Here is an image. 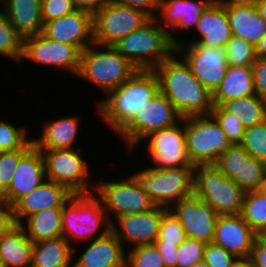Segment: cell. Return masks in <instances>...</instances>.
I'll list each match as a JSON object with an SVG mask.
<instances>
[{
	"mask_svg": "<svg viewBox=\"0 0 266 267\" xmlns=\"http://www.w3.org/2000/svg\"><path fill=\"white\" fill-rule=\"evenodd\" d=\"M175 56L174 51L154 69L160 91L183 118L211 115L212 93L195 77L185 60Z\"/></svg>",
	"mask_w": 266,
	"mask_h": 267,
	"instance_id": "6da1fadb",
	"label": "cell"
},
{
	"mask_svg": "<svg viewBox=\"0 0 266 267\" xmlns=\"http://www.w3.org/2000/svg\"><path fill=\"white\" fill-rule=\"evenodd\" d=\"M160 91L154 70L138 69L127 81L108 92L97 108L104 122L118 133L147 101Z\"/></svg>",
	"mask_w": 266,
	"mask_h": 267,
	"instance_id": "7a4b0ae2",
	"label": "cell"
},
{
	"mask_svg": "<svg viewBox=\"0 0 266 267\" xmlns=\"http://www.w3.org/2000/svg\"><path fill=\"white\" fill-rule=\"evenodd\" d=\"M158 20L151 18L113 45L138 69L154 70L175 51L169 34L158 24Z\"/></svg>",
	"mask_w": 266,
	"mask_h": 267,
	"instance_id": "3957f363",
	"label": "cell"
},
{
	"mask_svg": "<svg viewBox=\"0 0 266 267\" xmlns=\"http://www.w3.org/2000/svg\"><path fill=\"white\" fill-rule=\"evenodd\" d=\"M92 45L81 51L77 75L98 86L104 94L127 81L138 68L124 58L113 46H100L103 51Z\"/></svg>",
	"mask_w": 266,
	"mask_h": 267,
	"instance_id": "277c9868",
	"label": "cell"
},
{
	"mask_svg": "<svg viewBox=\"0 0 266 267\" xmlns=\"http://www.w3.org/2000/svg\"><path fill=\"white\" fill-rule=\"evenodd\" d=\"M195 167L153 169L147 167L131 177L155 206L169 209L183 198L194 194Z\"/></svg>",
	"mask_w": 266,
	"mask_h": 267,
	"instance_id": "5b68a950",
	"label": "cell"
},
{
	"mask_svg": "<svg viewBox=\"0 0 266 267\" xmlns=\"http://www.w3.org/2000/svg\"><path fill=\"white\" fill-rule=\"evenodd\" d=\"M245 191L224 176L215 165H198L194 169V194L220 215H240Z\"/></svg>",
	"mask_w": 266,
	"mask_h": 267,
	"instance_id": "8992f818",
	"label": "cell"
},
{
	"mask_svg": "<svg viewBox=\"0 0 266 267\" xmlns=\"http://www.w3.org/2000/svg\"><path fill=\"white\" fill-rule=\"evenodd\" d=\"M187 155L194 166L214 165L232 145L212 115L184 118Z\"/></svg>",
	"mask_w": 266,
	"mask_h": 267,
	"instance_id": "52a82bcc",
	"label": "cell"
},
{
	"mask_svg": "<svg viewBox=\"0 0 266 267\" xmlns=\"http://www.w3.org/2000/svg\"><path fill=\"white\" fill-rule=\"evenodd\" d=\"M61 221L62 237L66 238L70 244H72L70 242L72 237L73 240L91 241L104 221L111 223L101 199L94 192L73 194L63 205Z\"/></svg>",
	"mask_w": 266,
	"mask_h": 267,
	"instance_id": "ba28073f",
	"label": "cell"
},
{
	"mask_svg": "<svg viewBox=\"0 0 266 267\" xmlns=\"http://www.w3.org/2000/svg\"><path fill=\"white\" fill-rule=\"evenodd\" d=\"M150 19L142 10L111 1L93 14L94 43L98 46H113Z\"/></svg>",
	"mask_w": 266,
	"mask_h": 267,
	"instance_id": "9c48e42d",
	"label": "cell"
},
{
	"mask_svg": "<svg viewBox=\"0 0 266 267\" xmlns=\"http://www.w3.org/2000/svg\"><path fill=\"white\" fill-rule=\"evenodd\" d=\"M182 119L173 104L159 91L118 133L132 149L150 133L178 124Z\"/></svg>",
	"mask_w": 266,
	"mask_h": 267,
	"instance_id": "30bf717a",
	"label": "cell"
},
{
	"mask_svg": "<svg viewBox=\"0 0 266 267\" xmlns=\"http://www.w3.org/2000/svg\"><path fill=\"white\" fill-rule=\"evenodd\" d=\"M117 181H105L91 186L101 199L106 213L108 211L113 214L112 217H115H111V223L119 216L142 213L155 207L150 197L142 191L131 176Z\"/></svg>",
	"mask_w": 266,
	"mask_h": 267,
	"instance_id": "8fae6325",
	"label": "cell"
},
{
	"mask_svg": "<svg viewBox=\"0 0 266 267\" xmlns=\"http://www.w3.org/2000/svg\"><path fill=\"white\" fill-rule=\"evenodd\" d=\"M80 148L41 150L48 180L65 186L73 194L92 193L87 181L90 172L80 155ZM90 189V190H89Z\"/></svg>",
	"mask_w": 266,
	"mask_h": 267,
	"instance_id": "7c38bea8",
	"label": "cell"
},
{
	"mask_svg": "<svg viewBox=\"0 0 266 267\" xmlns=\"http://www.w3.org/2000/svg\"><path fill=\"white\" fill-rule=\"evenodd\" d=\"M175 52L181 55L195 77L213 93L228 69L225 48L200 46L197 43H180Z\"/></svg>",
	"mask_w": 266,
	"mask_h": 267,
	"instance_id": "4fadbf2b",
	"label": "cell"
},
{
	"mask_svg": "<svg viewBox=\"0 0 266 267\" xmlns=\"http://www.w3.org/2000/svg\"><path fill=\"white\" fill-rule=\"evenodd\" d=\"M144 139H149L146 148L150 160L156 164L151 168L195 167L187 155L184 118L178 124L152 132Z\"/></svg>",
	"mask_w": 266,
	"mask_h": 267,
	"instance_id": "5bb4252c",
	"label": "cell"
},
{
	"mask_svg": "<svg viewBox=\"0 0 266 267\" xmlns=\"http://www.w3.org/2000/svg\"><path fill=\"white\" fill-rule=\"evenodd\" d=\"M81 50L72 44L50 40L44 34L24 38L23 56L42 65L58 66L78 73L80 66Z\"/></svg>",
	"mask_w": 266,
	"mask_h": 267,
	"instance_id": "9a60e30c",
	"label": "cell"
},
{
	"mask_svg": "<svg viewBox=\"0 0 266 267\" xmlns=\"http://www.w3.org/2000/svg\"><path fill=\"white\" fill-rule=\"evenodd\" d=\"M169 210L178 219L186 236L206 244L213 243L217 212L195 194L173 204Z\"/></svg>",
	"mask_w": 266,
	"mask_h": 267,
	"instance_id": "2e32d148",
	"label": "cell"
},
{
	"mask_svg": "<svg viewBox=\"0 0 266 267\" xmlns=\"http://www.w3.org/2000/svg\"><path fill=\"white\" fill-rule=\"evenodd\" d=\"M42 34L50 40L69 43L83 51L94 43L93 14L75 10L66 16L45 22Z\"/></svg>",
	"mask_w": 266,
	"mask_h": 267,
	"instance_id": "e0dca14e",
	"label": "cell"
},
{
	"mask_svg": "<svg viewBox=\"0 0 266 267\" xmlns=\"http://www.w3.org/2000/svg\"><path fill=\"white\" fill-rule=\"evenodd\" d=\"M167 210V208L155 206L146 212L119 216L115 219L118 226H115L113 222L111 230L122 244L124 241L131 243L134 247L154 244L158 237L162 215ZM118 227L119 229H117Z\"/></svg>",
	"mask_w": 266,
	"mask_h": 267,
	"instance_id": "ac0fdd59",
	"label": "cell"
},
{
	"mask_svg": "<svg viewBox=\"0 0 266 267\" xmlns=\"http://www.w3.org/2000/svg\"><path fill=\"white\" fill-rule=\"evenodd\" d=\"M258 234L241 215H220L215 225L213 243L238 259H250Z\"/></svg>",
	"mask_w": 266,
	"mask_h": 267,
	"instance_id": "d6986e66",
	"label": "cell"
},
{
	"mask_svg": "<svg viewBox=\"0 0 266 267\" xmlns=\"http://www.w3.org/2000/svg\"><path fill=\"white\" fill-rule=\"evenodd\" d=\"M45 164L41 150L33 146L20 160L13 173L8 190L2 195V201L13 207L45 180Z\"/></svg>",
	"mask_w": 266,
	"mask_h": 267,
	"instance_id": "ffe728a7",
	"label": "cell"
},
{
	"mask_svg": "<svg viewBox=\"0 0 266 267\" xmlns=\"http://www.w3.org/2000/svg\"><path fill=\"white\" fill-rule=\"evenodd\" d=\"M96 238L91 240L73 267H126L123 244L113 233L112 223H104Z\"/></svg>",
	"mask_w": 266,
	"mask_h": 267,
	"instance_id": "44dd1931",
	"label": "cell"
},
{
	"mask_svg": "<svg viewBox=\"0 0 266 267\" xmlns=\"http://www.w3.org/2000/svg\"><path fill=\"white\" fill-rule=\"evenodd\" d=\"M221 0H161L158 12L163 24L159 25L169 34L171 43L176 47L182 41L177 40L174 29L190 30L197 26L205 9L212 3ZM171 28V29H170Z\"/></svg>",
	"mask_w": 266,
	"mask_h": 267,
	"instance_id": "7402d4cb",
	"label": "cell"
},
{
	"mask_svg": "<svg viewBox=\"0 0 266 267\" xmlns=\"http://www.w3.org/2000/svg\"><path fill=\"white\" fill-rule=\"evenodd\" d=\"M226 11L232 36L243 39L255 47L266 33V23L254 1L226 0Z\"/></svg>",
	"mask_w": 266,
	"mask_h": 267,
	"instance_id": "603a6c76",
	"label": "cell"
},
{
	"mask_svg": "<svg viewBox=\"0 0 266 267\" xmlns=\"http://www.w3.org/2000/svg\"><path fill=\"white\" fill-rule=\"evenodd\" d=\"M72 195L65 186L46 179L13 206L15 221L22 224V219L41 210L63 207Z\"/></svg>",
	"mask_w": 266,
	"mask_h": 267,
	"instance_id": "cb8c5ba5",
	"label": "cell"
},
{
	"mask_svg": "<svg viewBox=\"0 0 266 267\" xmlns=\"http://www.w3.org/2000/svg\"><path fill=\"white\" fill-rule=\"evenodd\" d=\"M196 29L201 37L190 43L200 46L225 48L232 37L226 11V0L212 2L198 20Z\"/></svg>",
	"mask_w": 266,
	"mask_h": 267,
	"instance_id": "d4e9b609",
	"label": "cell"
},
{
	"mask_svg": "<svg viewBox=\"0 0 266 267\" xmlns=\"http://www.w3.org/2000/svg\"><path fill=\"white\" fill-rule=\"evenodd\" d=\"M1 11L23 37L42 33L41 0H4Z\"/></svg>",
	"mask_w": 266,
	"mask_h": 267,
	"instance_id": "484cf974",
	"label": "cell"
},
{
	"mask_svg": "<svg viewBox=\"0 0 266 267\" xmlns=\"http://www.w3.org/2000/svg\"><path fill=\"white\" fill-rule=\"evenodd\" d=\"M78 116H65L57 120H50L43 126L39 139H33L38 150L71 149L79 130Z\"/></svg>",
	"mask_w": 266,
	"mask_h": 267,
	"instance_id": "4316f807",
	"label": "cell"
},
{
	"mask_svg": "<svg viewBox=\"0 0 266 267\" xmlns=\"http://www.w3.org/2000/svg\"><path fill=\"white\" fill-rule=\"evenodd\" d=\"M252 66H228L219 86L212 93L213 106H222L225 102L254 95Z\"/></svg>",
	"mask_w": 266,
	"mask_h": 267,
	"instance_id": "83f0119b",
	"label": "cell"
},
{
	"mask_svg": "<svg viewBox=\"0 0 266 267\" xmlns=\"http://www.w3.org/2000/svg\"><path fill=\"white\" fill-rule=\"evenodd\" d=\"M33 241L20 224L0 237V257L5 267H31Z\"/></svg>",
	"mask_w": 266,
	"mask_h": 267,
	"instance_id": "f1b7e54d",
	"label": "cell"
},
{
	"mask_svg": "<svg viewBox=\"0 0 266 267\" xmlns=\"http://www.w3.org/2000/svg\"><path fill=\"white\" fill-rule=\"evenodd\" d=\"M74 252L64 237L33 243L31 267H73Z\"/></svg>",
	"mask_w": 266,
	"mask_h": 267,
	"instance_id": "f546056e",
	"label": "cell"
},
{
	"mask_svg": "<svg viewBox=\"0 0 266 267\" xmlns=\"http://www.w3.org/2000/svg\"><path fill=\"white\" fill-rule=\"evenodd\" d=\"M63 207L47 208L27 216V225L20 224L26 235L34 242L62 237ZM28 228H27V227Z\"/></svg>",
	"mask_w": 266,
	"mask_h": 267,
	"instance_id": "4dcf8cb0",
	"label": "cell"
},
{
	"mask_svg": "<svg viewBox=\"0 0 266 267\" xmlns=\"http://www.w3.org/2000/svg\"><path fill=\"white\" fill-rule=\"evenodd\" d=\"M222 107L240 120L245 128L266 120L265 99L256 94L229 100Z\"/></svg>",
	"mask_w": 266,
	"mask_h": 267,
	"instance_id": "1f68e13d",
	"label": "cell"
},
{
	"mask_svg": "<svg viewBox=\"0 0 266 267\" xmlns=\"http://www.w3.org/2000/svg\"><path fill=\"white\" fill-rule=\"evenodd\" d=\"M240 215L258 235L266 233V196L258 190L246 192Z\"/></svg>",
	"mask_w": 266,
	"mask_h": 267,
	"instance_id": "d6a6232c",
	"label": "cell"
},
{
	"mask_svg": "<svg viewBox=\"0 0 266 267\" xmlns=\"http://www.w3.org/2000/svg\"><path fill=\"white\" fill-rule=\"evenodd\" d=\"M24 38L11 25L7 16L0 11V55L22 62Z\"/></svg>",
	"mask_w": 266,
	"mask_h": 267,
	"instance_id": "836d02e7",
	"label": "cell"
},
{
	"mask_svg": "<svg viewBox=\"0 0 266 267\" xmlns=\"http://www.w3.org/2000/svg\"><path fill=\"white\" fill-rule=\"evenodd\" d=\"M266 177L264 161L251 157L242 158L241 176H237V184L245 191L259 190Z\"/></svg>",
	"mask_w": 266,
	"mask_h": 267,
	"instance_id": "e575fe53",
	"label": "cell"
},
{
	"mask_svg": "<svg viewBox=\"0 0 266 267\" xmlns=\"http://www.w3.org/2000/svg\"><path fill=\"white\" fill-rule=\"evenodd\" d=\"M253 158L266 160V120L262 123L245 128L240 144Z\"/></svg>",
	"mask_w": 266,
	"mask_h": 267,
	"instance_id": "d590c367",
	"label": "cell"
},
{
	"mask_svg": "<svg viewBox=\"0 0 266 267\" xmlns=\"http://www.w3.org/2000/svg\"><path fill=\"white\" fill-rule=\"evenodd\" d=\"M248 156L249 154L240 144H234L219 156L214 165L224 176L237 183V176H241L242 158Z\"/></svg>",
	"mask_w": 266,
	"mask_h": 267,
	"instance_id": "8d00e7d4",
	"label": "cell"
},
{
	"mask_svg": "<svg viewBox=\"0 0 266 267\" xmlns=\"http://www.w3.org/2000/svg\"><path fill=\"white\" fill-rule=\"evenodd\" d=\"M186 238L187 236L182 225L168 209L162 215L158 237L154 244H175L176 246H180Z\"/></svg>",
	"mask_w": 266,
	"mask_h": 267,
	"instance_id": "74e56055",
	"label": "cell"
},
{
	"mask_svg": "<svg viewBox=\"0 0 266 267\" xmlns=\"http://www.w3.org/2000/svg\"><path fill=\"white\" fill-rule=\"evenodd\" d=\"M225 50L227 63L231 66H252L256 60L255 47L234 36L227 43Z\"/></svg>",
	"mask_w": 266,
	"mask_h": 267,
	"instance_id": "f35d334b",
	"label": "cell"
},
{
	"mask_svg": "<svg viewBox=\"0 0 266 267\" xmlns=\"http://www.w3.org/2000/svg\"><path fill=\"white\" fill-rule=\"evenodd\" d=\"M126 267H166L155 244L133 247L126 254Z\"/></svg>",
	"mask_w": 266,
	"mask_h": 267,
	"instance_id": "ab89813d",
	"label": "cell"
},
{
	"mask_svg": "<svg viewBox=\"0 0 266 267\" xmlns=\"http://www.w3.org/2000/svg\"><path fill=\"white\" fill-rule=\"evenodd\" d=\"M27 139V131L24 127L16 128L11 123L0 121V151L32 148L33 140Z\"/></svg>",
	"mask_w": 266,
	"mask_h": 267,
	"instance_id": "60d3db41",
	"label": "cell"
},
{
	"mask_svg": "<svg viewBox=\"0 0 266 267\" xmlns=\"http://www.w3.org/2000/svg\"><path fill=\"white\" fill-rule=\"evenodd\" d=\"M211 115L219 123L232 145L241 144L245 127L240 120L236 119L233 114L227 112L222 106H213Z\"/></svg>",
	"mask_w": 266,
	"mask_h": 267,
	"instance_id": "b9f144b4",
	"label": "cell"
},
{
	"mask_svg": "<svg viewBox=\"0 0 266 267\" xmlns=\"http://www.w3.org/2000/svg\"><path fill=\"white\" fill-rule=\"evenodd\" d=\"M31 148H22L14 151H0V193L3 195L9 188L13 173L19 160Z\"/></svg>",
	"mask_w": 266,
	"mask_h": 267,
	"instance_id": "7bdbcfd3",
	"label": "cell"
},
{
	"mask_svg": "<svg viewBox=\"0 0 266 267\" xmlns=\"http://www.w3.org/2000/svg\"><path fill=\"white\" fill-rule=\"evenodd\" d=\"M206 243L187 237L179 246L176 267H192L203 260Z\"/></svg>",
	"mask_w": 266,
	"mask_h": 267,
	"instance_id": "ee69618b",
	"label": "cell"
},
{
	"mask_svg": "<svg viewBox=\"0 0 266 267\" xmlns=\"http://www.w3.org/2000/svg\"><path fill=\"white\" fill-rule=\"evenodd\" d=\"M77 10L73 0H41L43 23L66 16Z\"/></svg>",
	"mask_w": 266,
	"mask_h": 267,
	"instance_id": "f6af8a7d",
	"label": "cell"
},
{
	"mask_svg": "<svg viewBox=\"0 0 266 267\" xmlns=\"http://www.w3.org/2000/svg\"><path fill=\"white\" fill-rule=\"evenodd\" d=\"M203 260L209 267H232L238 261V258L222 247L214 243H208L205 247Z\"/></svg>",
	"mask_w": 266,
	"mask_h": 267,
	"instance_id": "bcb514c9",
	"label": "cell"
},
{
	"mask_svg": "<svg viewBox=\"0 0 266 267\" xmlns=\"http://www.w3.org/2000/svg\"><path fill=\"white\" fill-rule=\"evenodd\" d=\"M255 94L266 98V57H256L252 65Z\"/></svg>",
	"mask_w": 266,
	"mask_h": 267,
	"instance_id": "7dc6e473",
	"label": "cell"
},
{
	"mask_svg": "<svg viewBox=\"0 0 266 267\" xmlns=\"http://www.w3.org/2000/svg\"><path fill=\"white\" fill-rule=\"evenodd\" d=\"M114 3L126 5L139 9L147 13L151 18H155L161 3V0H111Z\"/></svg>",
	"mask_w": 266,
	"mask_h": 267,
	"instance_id": "c3c4849f",
	"label": "cell"
},
{
	"mask_svg": "<svg viewBox=\"0 0 266 267\" xmlns=\"http://www.w3.org/2000/svg\"><path fill=\"white\" fill-rule=\"evenodd\" d=\"M250 261L253 267H266V233L255 239Z\"/></svg>",
	"mask_w": 266,
	"mask_h": 267,
	"instance_id": "681fc988",
	"label": "cell"
},
{
	"mask_svg": "<svg viewBox=\"0 0 266 267\" xmlns=\"http://www.w3.org/2000/svg\"><path fill=\"white\" fill-rule=\"evenodd\" d=\"M16 225L13 207L4 201H0V237Z\"/></svg>",
	"mask_w": 266,
	"mask_h": 267,
	"instance_id": "f907efd6",
	"label": "cell"
},
{
	"mask_svg": "<svg viewBox=\"0 0 266 267\" xmlns=\"http://www.w3.org/2000/svg\"><path fill=\"white\" fill-rule=\"evenodd\" d=\"M166 267H176L179 246L175 244H155Z\"/></svg>",
	"mask_w": 266,
	"mask_h": 267,
	"instance_id": "816d5d0a",
	"label": "cell"
},
{
	"mask_svg": "<svg viewBox=\"0 0 266 267\" xmlns=\"http://www.w3.org/2000/svg\"><path fill=\"white\" fill-rule=\"evenodd\" d=\"M111 2V0H73L74 6L77 10H84L94 14L99 11L104 5Z\"/></svg>",
	"mask_w": 266,
	"mask_h": 267,
	"instance_id": "f5cc1de1",
	"label": "cell"
},
{
	"mask_svg": "<svg viewBox=\"0 0 266 267\" xmlns=\"http://www.w3.org/2000/svg\"><path fill=\"white\" fill-rule=\"evenodd\" d=\"M256 57H266V33L261 37L255 46Z\"/></svg>",
	"mask_w": 266,
	"mask_h": 267,
	"instance_id": "db71d44e",
	"label": "cell"
},
{
	"mask_svg": "<svg viewBox=\"0 0 266 267\" xmlns=\"http://www.w3.org/2000/svg\"><path fill=\"white\" fill-rule=\"evenodd\" d=\"M255 3V6L261 16V18L266 23V0H253Z\"/></svg>",
	"mask_w": 266,
	"mask_h": 267,
	"instance_id": "11a10c76",
	"label": "cell"
},
{
	"mask_svg": "<svg viewBox=\"0 0 266 267\" xmlns=\"http://www.w3.org/2000/svg\"><path fill=\"white\" fill-rule=\"evenodd\" d=\"M232 267H253V264L250 259H238Z\"/></svg>",
	"mask_w": 266,
	"mask_h": 267,
	"instance_id": "9f6ffc18",
	"label": "cell"
},
{
	"mask_svg": "<svg viewBox=\"0 0 266 267\" xmlns=\"http://www.w3.org/2000/svg\"><path fill=\"white\" fill-rule=\"evenodd\" d=\"M258 191L262 193L264 196H266V177L264 181L261 183V186Z\"/></svg>",
	"mask_w": 266,
	"mask_h": 267,
	"instance_id": "6f0895ef",
	"label": "cell"
},
{
	"mask_svg": "<svg viewBox=\"0 0 266 267\" xmlns=\"http://www.w3.org/2000/svg\"><path fill=\"white\" fill-rule=\"evenodd\" d=\"M192 267H209L204 260L195 263Z\"/></svg>",
	"mask_w": 266,
	"mask_h": 267,
	"instance_id": "680465c9",
	"label": "cell"
},
{
	"mask_svg": "<svg viewBox=\"0 0 266 267\" xmlns=\"http://www.w3.org/2000/svg\"><path fill=\"white\" fill-rule=\"evenodd\" d=\"M0 267H5L1 257H0Z\"/></svg>",
	"mask_w": 266,
	"mask_h": 267,
	"instance_id": "91938a15",
	"label": "cell"
}]
</instances>
